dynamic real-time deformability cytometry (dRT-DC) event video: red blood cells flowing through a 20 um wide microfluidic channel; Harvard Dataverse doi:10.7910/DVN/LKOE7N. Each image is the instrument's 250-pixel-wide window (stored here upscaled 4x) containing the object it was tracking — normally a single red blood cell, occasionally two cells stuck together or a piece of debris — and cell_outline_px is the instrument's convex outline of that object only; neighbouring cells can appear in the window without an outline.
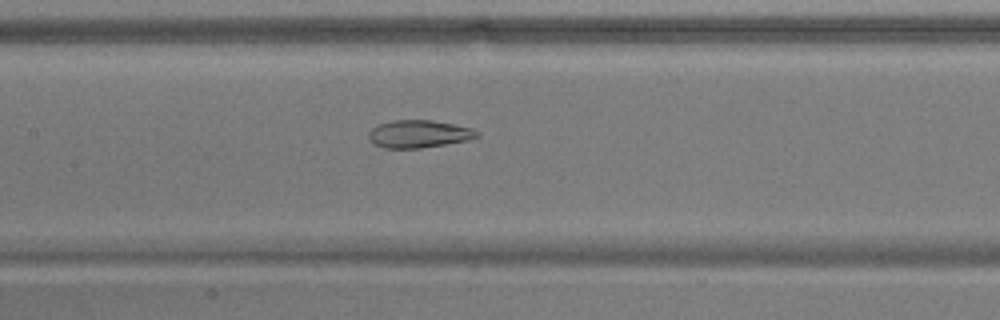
{"species": "common noctule bat (a hibernating species)", "species_latin": "Nyctalus noctula", "temperature_condition": "warm", "stored_images_in_passage": 15, "camera_frame_rate_fps": 3000, "um_per_image_px": 0.085, "animal": {"sex": "male", "body_mass_g": 17.9}, "frame": {"image": 1, "passage_image": 9, "time_ms": 2.667, "image_size_px": [1000, 320], "cell_outline_px": [[480, 136], [468, 140], [420, 148], [384, 148], [372, 144], [368, 140], [368, 132], [372, 128], [380, 124], [392, 120], [432, 120], [472, 128], [480, 132]], "centroid_in_image_um": [35.58, 11.39], "position_along_channel_um": 171.8, "area_um2": 17.51}}
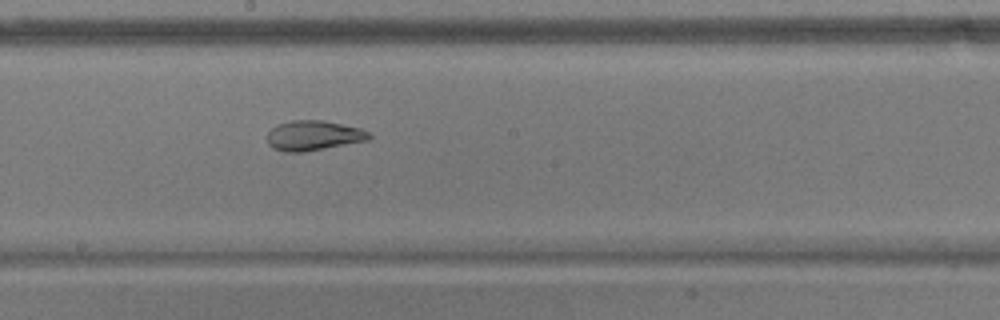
{"frame": {"image": 2, "passage_image": 13, "time_ms": 4.0, "image_size_px": [1000, 320], "cell_outline_px": [[372, 136], [368, 140], [304, 152], [284, 152], [272, 148], [268, 144], [268, 132], [276, 124], [292, 120], [324, 120], [360, 128], [372, 132]], "centroid_in_image_um": [26.65, 11.51], "position_along_channel_um": 221.5, "area_um2": 17.92}}